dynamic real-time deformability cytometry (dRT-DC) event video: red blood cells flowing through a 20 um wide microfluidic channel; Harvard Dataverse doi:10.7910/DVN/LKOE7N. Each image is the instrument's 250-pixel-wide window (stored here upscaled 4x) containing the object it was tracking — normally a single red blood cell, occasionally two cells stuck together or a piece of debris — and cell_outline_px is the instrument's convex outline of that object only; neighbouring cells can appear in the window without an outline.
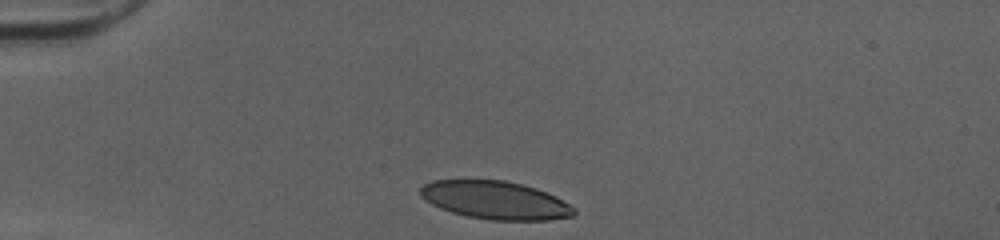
{"species": "human", "species_latin": "Homo sapiens", "temperature_condition": "cold", "stored_images_in_passage": 30, "camera_frame_rate_fps": 3000, "um_per_image_px": 0.085, "donor": {"sex": "female"}, "frame": {"image": 1, "passage_image": 1, "time_ms": 0.0, "image_size_px": [1000, 240], "cell_outline_px": [[576, 212], [572, 216], [548, 220], [488, 220], [468, 216], [452, 212], [440, 208], [424, 200], [420, 196], [420, 188], [424, 184], [432, 180], [504, 180], [536, 188], [556, 196], [576, 208]], "centroid_in_image_um": [42.1, 17.01], "position_along_channel_um": 42.9, "area_um2": 34.1}}
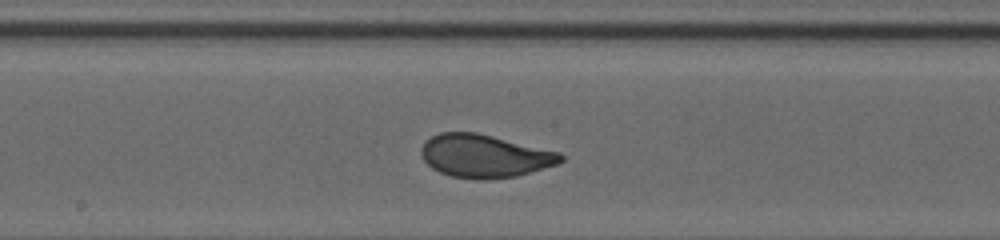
{"frame": {"image": 2, "passage_image": 16, "time_ms": 5.0, "image_size_px": [1000, 240], "cell_outline_px": [[564, 160], [560, 164], [516, 176], [452, 176], [440, 172], [432, 168], [424, 160], [420, 152], [420, 148], [424, 140], [440, 132], [476, 132], [560, 152], [564, 156]], "centroid_in_image_um": [41.2, 13.2], "position_along_channel_um": 207.0, "area_um2": 34.16}}
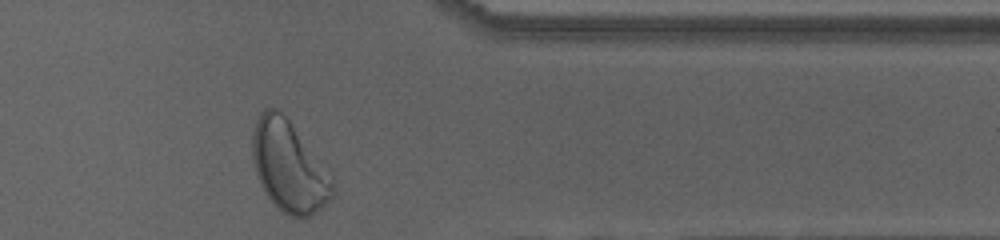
{"frame": {"image": 3, "passage_image": 30, "time_ms": 9.667, "image_size_px": [1000, 240], "cell_outline_px": [[332, 196], [320, 208], [308, 216], [288, 216], [280, 212], [268, 196], [260, 184], [256, 172], [252, 156], [252, 132], [256, 120], [260, 112], [264, 108], [276, 108], [288, 120], [332, 176]], "centroid_in_image_um": [24.51, 14.15], "position_along_channel_um": 386.9, "area_um2": 41.56}, "authors_computed_cell_mechanics": {"area_um2": 34.6222, "velocity_mm_per_s": 4.0378, "shape_relaxation_time_tau1_ms": 3.9213, "shape_relaxation_time_tau2_ms": null, "deformation_change_tau1": 0.1731, "deformation_change_tau2": null}}